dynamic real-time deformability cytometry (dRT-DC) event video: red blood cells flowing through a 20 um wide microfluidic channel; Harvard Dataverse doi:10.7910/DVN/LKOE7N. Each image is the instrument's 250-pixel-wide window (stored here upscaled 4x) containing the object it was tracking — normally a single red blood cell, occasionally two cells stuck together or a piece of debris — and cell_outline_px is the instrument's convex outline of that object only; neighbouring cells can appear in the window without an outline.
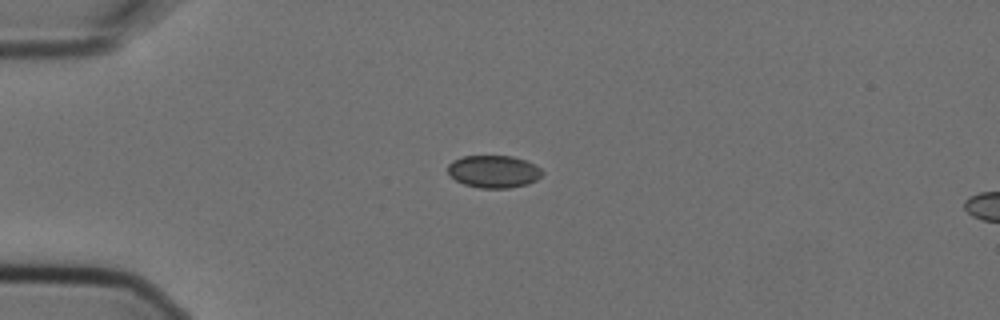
{"species": "Egyptian fruit bat (a non-hibernating species)", "species_latin": "Rousettus aegyptiacus", "temperature_condition": "cold", "stored_images_in_passage": 9, "camera_frame_rate_fps": 3000, "um_per_image_px": 0.085, "animal": {"sex": "female"}, "frame": {"image": 1, "passage_image": 3, "time_ms": 0.667, "image_size_px": [1000, 320], "cell_outline_px": [[544, 172], [536, 180], [528, 184], [508, 188], [480, 188], [464, 184], [456, 180], [448, 172], [448, 164], [452, 160], [464, 156], [512, 156], [524, 160], [540, 168]], "centroid_in_image_um": [41.95, 14.58], "position_along_channel_um": 43.0, "area_um2": 17.74}}
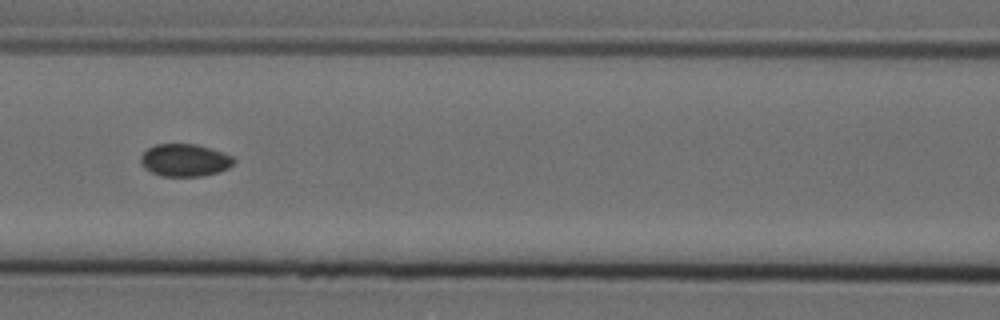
{"frame": {"image": 2, "passage_image": 6, "time_ms": 1.667, "image_size_px": [1000, 320], "cell_outline_px": [[236, 160], [228, 168], [204, 176], [160, 176], [144, 168], [140, 164], [140, 156], [148, 148], [156, 144], [196, 144], [232, 156]], "centroid_in_image_um": [15.66, 13.62], "position_along_channel_um": 150.9, "area_um2": 17.51}}
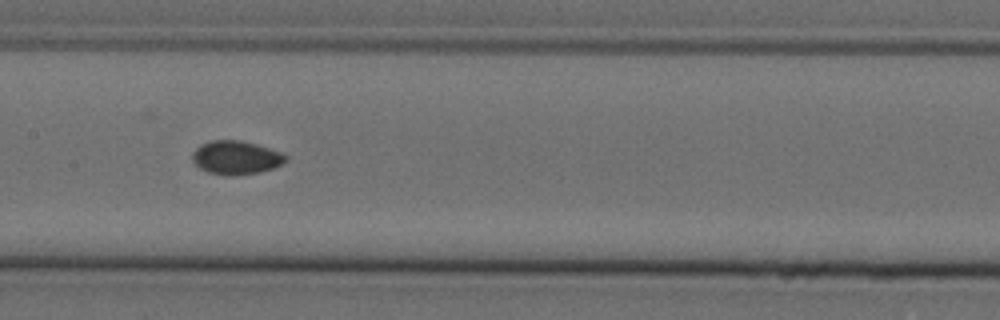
{"frame": {"image": 3, "passage_image": 7, "time_ms": 2.0, "image_size_px": [1000, 320], "cell_outline_px": [[288, 160], [284, 164], [260, 172], [232, 176], [228, 176], [208, 172], [200, 168], [192, 160], [192, 152], [200, 144], [208, 140], [240, 140], [256, 144], [280, 152], [288, 156]], "centroid_in_image_um": [20.06, 13.39], "position_along_channel_um": 187.3, "area_um2": 18.44}}